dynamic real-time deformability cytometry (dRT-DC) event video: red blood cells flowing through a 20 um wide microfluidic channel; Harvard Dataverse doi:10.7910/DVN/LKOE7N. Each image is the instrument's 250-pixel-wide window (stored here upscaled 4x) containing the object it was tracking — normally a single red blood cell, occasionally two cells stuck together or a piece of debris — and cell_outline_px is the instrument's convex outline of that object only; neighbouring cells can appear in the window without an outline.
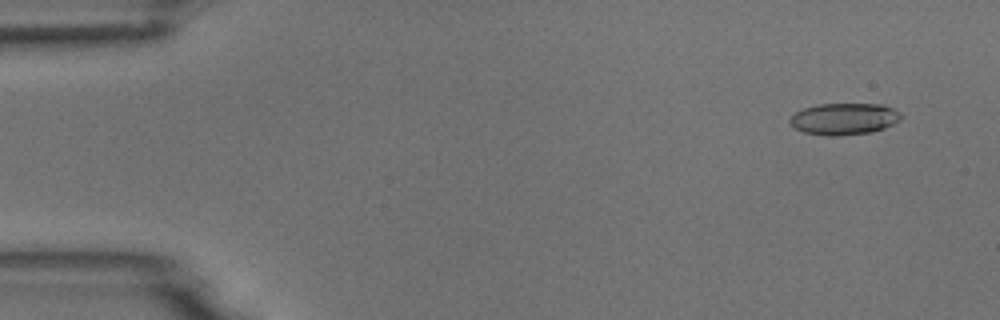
{"species": "common noctule bat (a hibernating species)", "species_latin": "Nyctalus noctula", "temperature_condition": "room temperature", "stored_images_in_passage": 6, "camera_frame_rate_fps": 3000, "um_per_image_px": 0.085, "animal": {"sex": "male", "body_mass_g": 18.8}, "frame": {"image": 1, "passage_image": 1, "time_ms": 0.0, "image_size_px": [1000, 320], "cell_outline_px": [[904, 116], [900, 120], [884, 128], [872, 132], [836, 136], [832, 136], [804, 132], [796, 128], [788, 120], [796, 112], [804, 108], [816, 104], [884, 104], [900, 112]], "centroid_in_image_um": [71.79, 10.09], "position_along_channel_um": 13.2, "area_um2": 20.46}}
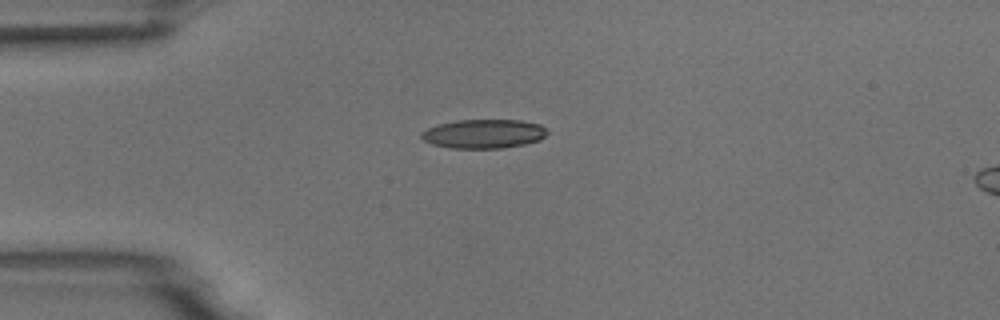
{"frame": {"image": 2, "passage_image": 4, "time_ms": 1.0, "image_size_px": [1000, 320], "cell_outline_px": [[548, 132], [540, 140], [524, 144], [500, 148], [452, 148], [432, 144], [424, 140], [420, 136], [420, 132], [436, 124], [456, 120], [520, 120], [540, 124]], "centroid_in_image_um": [41.09, 11.36], "position_along_channel_um": 43.9, "area_um2": 21.27}}